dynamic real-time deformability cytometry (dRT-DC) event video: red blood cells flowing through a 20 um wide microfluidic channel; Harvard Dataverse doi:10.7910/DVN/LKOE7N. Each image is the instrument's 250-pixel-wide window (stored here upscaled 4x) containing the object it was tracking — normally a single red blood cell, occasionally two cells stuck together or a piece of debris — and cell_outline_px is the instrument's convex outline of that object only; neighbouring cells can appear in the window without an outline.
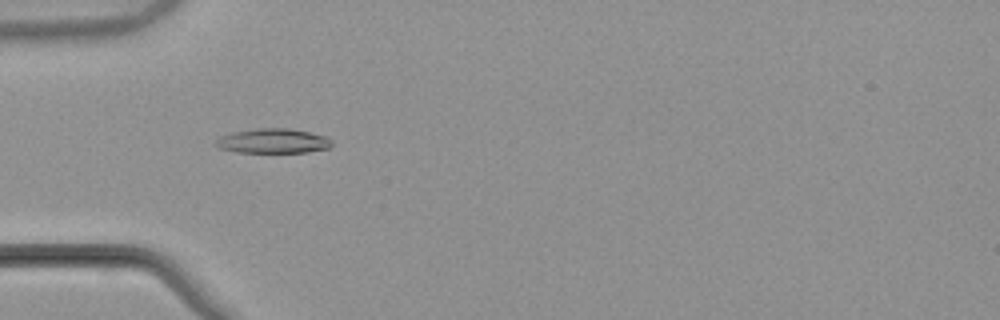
{"species": "common noctule bat (a hibernating species)", "species_latin": "Nyctalus noctula", "temperature_condition": "warm", "stored_images_in_passage": 53, "camera_frame_rate_fps": 3000, "um_per_image_px": 0.085, "animal": {"sex": "male", "body_mass_g": 21.5, "forearm_length_mm": 52.0}, "frame": {"image": 1, "passage_image": 17, "time_ms": 5.333, "image_size_px": [1000, 320], "cell_outline_px": [[332, 148], [308, 152], [236, 152], [220, 148], [216, 144], [216, 140], [220, 136], [232, 132], [256, 128], [288, 128], [308, 132], [324, 136], [332, 140]], "centroid_in_image_um": [23.23, 11.98], "position_along_channel_um": 61.8, "area_um2": 16.65}}
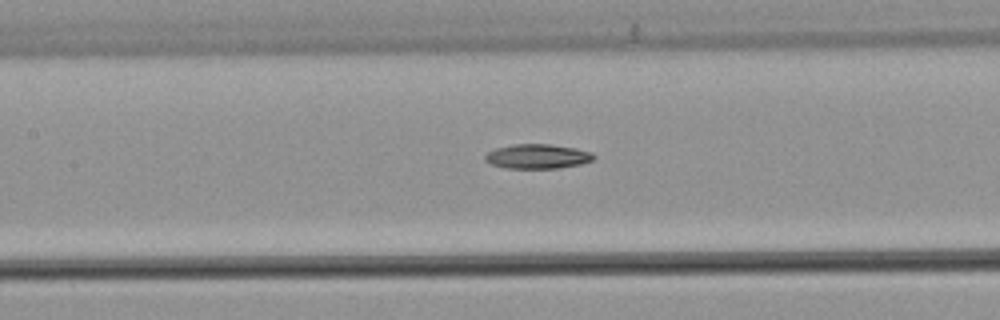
{"frame": {"image": 2, "passage_image": 25, "time_ms": 8.0, "image_size_px": [1000, 320], "cell_outline_px": [[596, 156], [592, 160], [580, 164], [560, 168], [504, 168], [492, 164], [484, 160], [484, 156], [488, 152], [496, 148], [512, 144], [552, 144], [576, 148], [592, 152]], "centroid_in_image_um": [45.69, 13.29], "position_along_channel_um": 161.7, "area_um2": 15.61}}
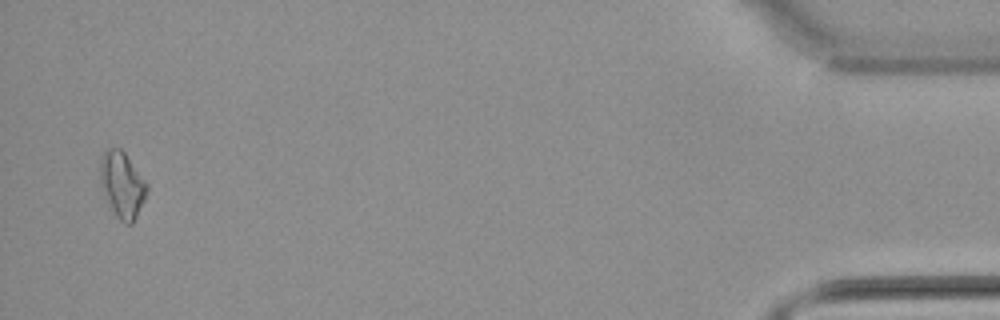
{"frame": {"image": 3, "passage_image": 52, "time_ms": 17.0, "image_size_px": [1000, 320], "cell_outline_px": [[148, 188], [144, 200], [132, 224], [124, 224], [116, 216], [100, 184], [100, 156], [108, 148], [120, 148], [124, 152], [148, 184]], "centroid_in_image_um": [10.38, 15.68], "position_along_channel_um": 424.8, "area_um2": 17.69}}